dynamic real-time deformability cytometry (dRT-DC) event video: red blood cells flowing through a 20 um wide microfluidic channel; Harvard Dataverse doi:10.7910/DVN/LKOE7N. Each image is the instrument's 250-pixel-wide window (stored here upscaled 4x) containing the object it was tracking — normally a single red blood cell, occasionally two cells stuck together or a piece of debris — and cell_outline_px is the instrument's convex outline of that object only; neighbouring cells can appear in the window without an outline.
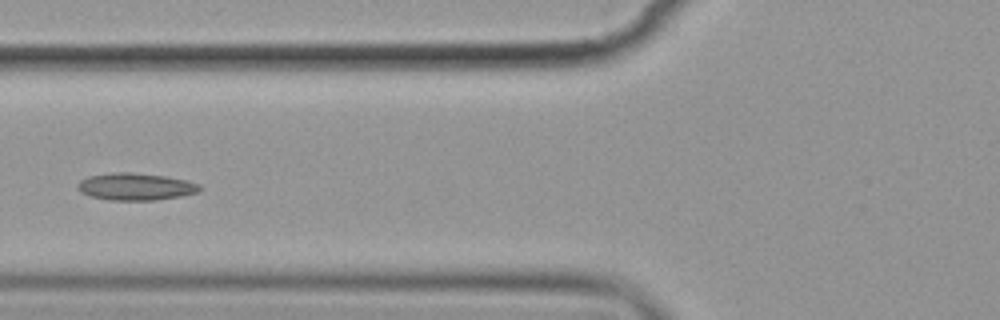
{"species": "common noctule bat (a hibernating species)", "species_latin": "Nyctalus noctula", "temperature_condition": "cold", "stored_images_in_passage": 7, "camera_frame_rate_fps": 3000, "um_per_image_px": 0.085, "animal": {"sex": "female", "body_mass_g": 19.9}, "frame": {"image": 1, "passage_image": 6, "time_ms": 6.0, "image_size_px": [1000, 320], "cell_outline_px": [[200, 192], [180, 196], [156, 200], [108, 200], [88, 196], [80, 192], [76, 188], [76, 184], [80, 180], [88, 176], [112, 172], [132, 172], [164, 176], [184, 180], [200, 184]], "centroid_in_image_um": [11.47, 15.86], "position_along_channel_um": 114.3, "area_um2": 19.48}}
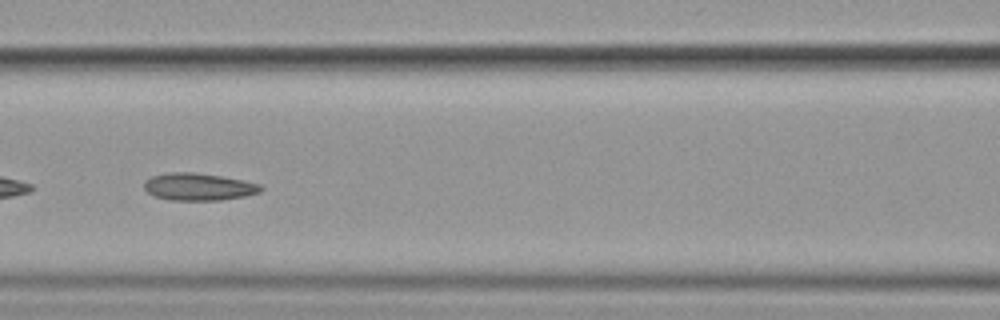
{"frame": {"image": 2, "passage_image": 7, "time_ms": 7.0, "image_size_px": [1000, 320], "cell_outline_px": [[264, 188], [260, 192], [244, 196], [220, 200], [172, 200], [156, 196], [148, 192], [144, 188], [144, 180], [152, 176], [172, 172], [192, 172], [220, 176], [260, 184]], "centroid_in_image_um": [16.87, 15.87], "position_along_channel_um": 149.7, "area_um2": 18.32}}